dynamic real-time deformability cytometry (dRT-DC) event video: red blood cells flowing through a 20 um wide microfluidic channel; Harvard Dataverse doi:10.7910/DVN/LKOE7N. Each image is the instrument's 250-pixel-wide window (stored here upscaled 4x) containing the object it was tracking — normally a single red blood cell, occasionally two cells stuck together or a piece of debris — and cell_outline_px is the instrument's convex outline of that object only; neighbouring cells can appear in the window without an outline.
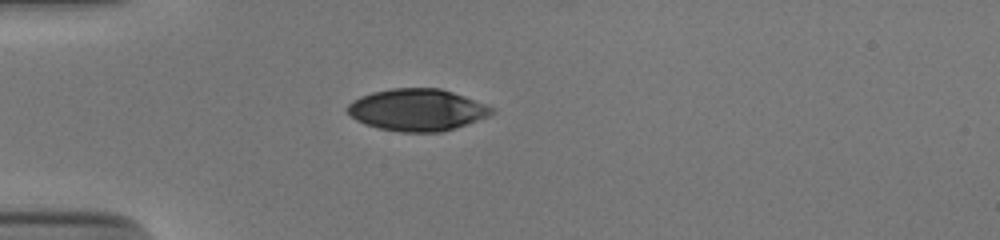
{"species": "human", "species_latin": "Homo sapiens", "temperature_condition": "cold", "stored_images_in_passage": 49, "camera_frame_rate_fps": 3000, "um_per_image_px": 0.085, "donor": {"sex": "male"}, "frame": {"image": 1, "passage_image": 15, "time_ms": 4.667, "image_size_px": [1000, 240], "cell_outline_px": [[496, 112], [488, 116], [456, 128], [440, 132], [400, 132], [380, 128], [364, 124], [356, 120], [348, 112], [348, 104], [352, 100], [360, 96], [372, 92], [392, 88], [440, 88], [488, 104], [496, 108]], "centroid_in_image_um": [35.49, 9.33], "position_along_channel_um": 49.5, "area_um2": 35.37}}
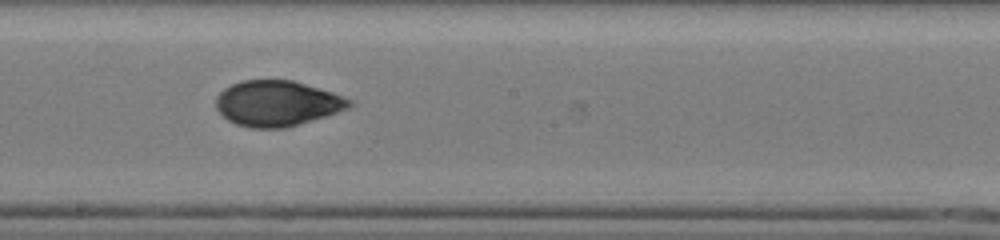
{"frame": {"image": 2, "passage_image": 30, "time_ms": 9.667, "image_size_px": [1000, 240], "cell_outline_px": [[356, 104], [348, 108], [324, 116], [284, 128], [248, 128], [236, 124], [228, 120], [216, 108], [216, 96], [224, 88], [240, 80], [292, 80], [332, 92], [344, 96], [352, 100]], "centroid_in_image_um": [23.54, 8.78], "position_along_channel_um": 224.7, "area_um2": 35.26}}
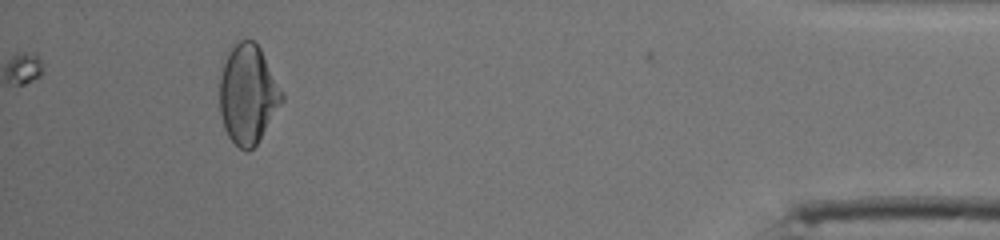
{"frame": {"image": 3, "passage_image": 49, "time_ms": 16.0, "image_size_px": [1000, 240], "cell_outline_px": [[284, 100], [256, 144], [248, 152], [240, 148], [228, 136], [224, 128], [220, 112], [220, 76], [224, 52], [240, 40], [252, 40], [260, 48], [284, 92]], "centroid_in_image_um": [21.06, 7.97], "position_along_channel_um": 414.1, "area_um2": 36.18}, "authors_computed_cell_mechanics": {"area_um2": 35.0268, "velocity_mm_per_s": 3.8802, "shape_relaxation_time_tau1_ms": 5.6584, "shape_relaxation_time_tau2_ms": 1.7827, "deformation_change_tau1": 0.1807, "deformation_change_tau2": 0.0461}}